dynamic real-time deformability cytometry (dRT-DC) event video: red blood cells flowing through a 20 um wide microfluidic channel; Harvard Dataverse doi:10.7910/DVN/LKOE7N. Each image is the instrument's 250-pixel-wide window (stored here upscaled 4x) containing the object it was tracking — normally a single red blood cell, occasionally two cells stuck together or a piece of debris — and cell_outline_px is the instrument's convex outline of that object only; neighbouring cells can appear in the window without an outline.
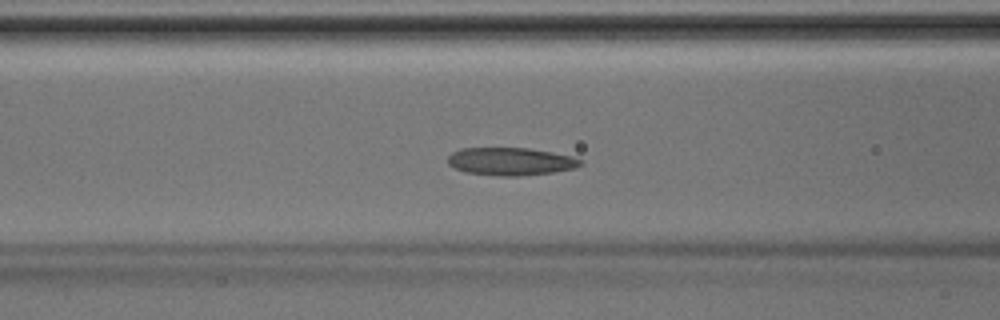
{"species": "Egyptian fruit bat (a non-hibernating species)", "species_latin": "Rousettus aegyptiacus", "temperature_condition": "room temperature", "stored_images_in_passage": 44, "camera_frame_rate_fps": 3000, "um_per_image_px": 0.085, "animal": {"sex": "male"}, "frame": {"image": 1, "passage_image": 18, "time_ms": 5.667, "image_size_px": [1000, 320], "cell_outline_px": [[584, 164], [576, 168], [552, 172], [520, 176], [500, 176], [464, 172], [448, 164], [448, 156], [452, 152], [460, 148], [528, 148], [552, 152], [572, 156], [584, 160]], "centroid_in_image_um": [43.43, 13.72], "position_along_channel_um": 123.2, "area_um2": 21.62}}
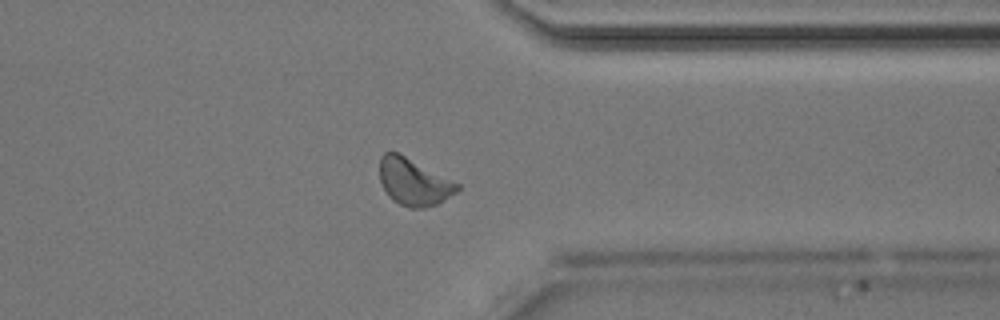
{"frame": {"image": 2, "passage_image": 35, "time_ms": 11.333, "image_size_px": [1000, 320], "cell_outline_px": [[460, 188], [456, 192], [436, 204], [424, 208], [408, 208], [392, 200], [388, 196], [380, 180], [380, 156], [384, 152], [400, 152], [460, 184]], "centroid_in_image_um": [35.15, 15.44], "position_along_channel_um": 376.2, "area_um2": 21.33}}
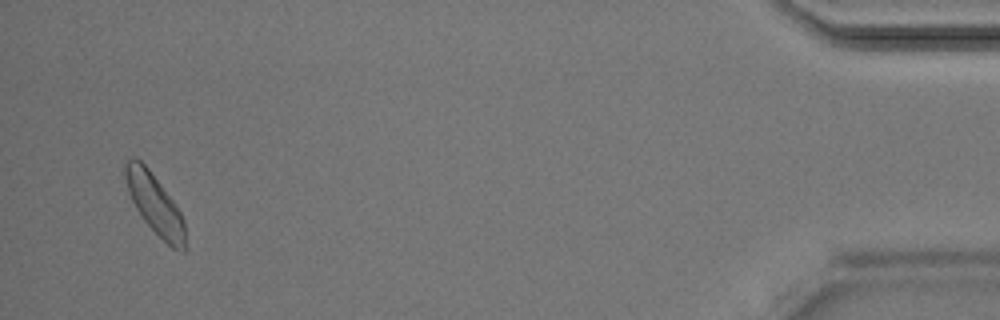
{"frame": {"image": 3, "passage_image": 43, "time_ms": 14.0, "image_size_px": [1000, 320], "cell_outline_px": [[184, 252], [172, 248], [144, 220], [136, 208], [128, 192], [124, 176], [124, 164], [132, 156], [140, 160], [148, 168], [176, 204], [184, 220]], "centroid_in_image_um": [13.13, 17.3], "position_along_channel_um": 422.1, "area_um2": 20.52}}